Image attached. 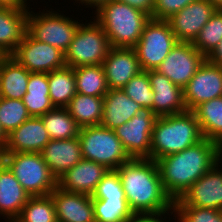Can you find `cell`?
I'll return each mask as SVG.
<instances>
[{
    "instance_id": "6da1fadb",
    "label": "cell",
    "mask_w": 222,
    "mask_h": 222,
    "mask_svg": "<svg viewBox=\"0 0 222 222\" xmlns=\"http://www.w3.org/2000/svg\"><path fill=\"white\" fill-rule=\"evenodd\" d=\"M116 170L125 198L135 215L174 212V202L164 190L156 161L148 158H132Z\"/></svg>"
},
{
    "instance_id": "7a4b0ae2",
    "label": "cell",
    "mask_w": 222,
    "mask_h": 222,
    "mask_svg": "<svg viewBox=\"0 0 222 222\" xmlns=\"http://www.w3.org/2000/svg\"><path fill=\"white\" fill-rule=\"evenodd\" d=\"M221 159L222 147L204 138L189 148L164 156L156 162L164 190L174 202Z\"/></svg>"
},
{
    "instance_id": "3957f363",
    "label": "cell",
    "mask_w": 222,
    "mask_h": 222,
    "mask_svg": "<svg viewBox=\"0 0 222 222\" xmlns=\"http://www.w3.org/2000/svg\"><path fill=\"white\" fill-rule=\"evenodd\" d=\"M204 139L192 111L157 117L152 131L150 159L178 153Z\"/></svg>"
},
{
    "instance_id": "277c9868",
    "label": "cell",
    "mask_w": 222,
    "mask_h": 222,
    "mask_svg": "<svg viewBox=\"0 0 222 222\" xmlns=\"http://www.w3.org/2000/svg\"><path fill=\"white\" fill-rule=\"evenodd\" d=\"M93 18L105 31L111 47L133 48L141 38L149 15L128 4L112 0L94 12Z\"/></svg>"
},
{
    "instance_id": "5b68a950",
    "label": "cell",
    "mask_w": 222,
    "mask_h": 222,
    "mask_svg": "<svg viewBox=\"0 0 222 222\" xmlns=\"http://www.w3.org/2000/svg\"><path fill=\"white\" fill-rule=\"evenodd\" d=\"M78 138L83 159L102 164L109 170H116L132 159L112 129L101 125L82 127Z\"/></svg>"
},
{
    "instance_id": "8992f818",
    "label": "cell",
    "mask_w": 222,
    "mask_h": 222,
    "mask_svg": "<svg viewBox=\"0 0 222 222\" xmlns=\"http://www.w3.org/2000/svg\"><path fill=\"white\" fill-rule=\"evenodd\" d=\"M5 165L31 196H46L57 187L41 153H5Z\"/></svg>"
},
{
    "instance_id": "52a82bcc",
    "label": "cell",
    "mask_w": 222,
    "mask_h": 222,
    "mask_svg": "<svg viewBox=\"0 0 222 222\" xmlns=\"http://www.w3.org/2000/svg\"><path fill=\"white\" fill-rule=\"evenodd\" d=\"M45 10L41 9L42 12L35 13L31 9L28 10L27 32L34 39L57 47L65 53L73 41L82 20L78 22L71 15V18L68 15H64L59 9L57 11L53 8Z\"/></svg>"
},
{
    "instance_id": "ba28073f",
    "label": "cell",
    "mask_w": 222,
    "mask_h": 222,
    "mask_svg": "<svg viewBox=\"0 0 222 222\" xmlns=\"http://www.w3.org/2000/svg\"><path fill=\"white\" fill-rule=\"evenodd\" d=\"M93 20V21H92ZM111 45L103 28L94 20L81 23L65 52L66 66L102 65Z\"/></svg>"
},
{
    "instance_id": "9c48e42d",
    "label": "cell",
    "mask_w": 222,
    "mask_h": 222,
    "mask_svg": "<svg viewBox=\"0 0 222 222\" xmlns=\"http://www.w3.org/2000/svg\"><path fill=\"white\" fill-rule=\"evenodd\" d=\"M177 42L166 20L151 18L133 47L142 70H156Z\"/></svg>"
},
{
    "instance_id": "30bf717a",
    "label": "cell",
    "mask_w": 222,
    "mask_h": 222,
    "mask_svg": "<svg viewBox=\"0 0 222 222\" xmlns=\"http://www.w3.org/2000/svg\"><path fill=\"white\" fill-rule=\"evenodd\" d=\"M10 56L29 72L49 73L66 66L63 51L34 39L28 32Z\"/></svg>"
},
{
    "instance_id": "8fae6325",
    "label": "cell",
    "mask_w": 222,
    "mask_h": 222,
    "mask_svg": "<svg viewBox=\"0 0 222 222\" xmlns=\"http://www.w3.org/2000/svg\"><path fill=\"white\" fill-rule=\"evenodd\" d=\"M156 118L151 110L143 108L127 123L114 129L131 158L150 159L151 137Z\"/></svg>"
},
{
    "instance_id": "7c38bea8",
    "label": "cell",
    "mask_w": 222,
    "mask_h": 222,
    "mask_svg": "<svg viewBox=\"0 0 222 222\" xmlns=\"http://www.w3.org/2000/svg\"><path fill=\"white\" fill-rule=\"evenodd\" d=\"M205 60L192 43L177 42L156 70L183 89Z\"/></svg>"
},
{
    "instance_id": "4fadbf2b",
    "label": "cell",
    "mask_w": 222,
    "mask_h": 222,
    "mask_svg": "<svg viewBox=\"0 0 222 222\" xmlns=\"http://www.w3.org/2000/svg\"><path fill=\"white\" fill-rule=\"evenodd\" d=\"M222 159L174 201V206L205 207L222 210Z\"/></svg>"
},
{
    "instance_id": "5bb4252c",
    "label": "cell",
    "mask_w": 222,
    "mask_h": 222,
    "mask_svg": "<svg viewBox=\"0 0 222 222\" xmlns=\"http://www.w3.org/2000/svg\"><path fill=\"white\" fill-rule=\"evenodd\" d=\"M222 96V66L207 60L183 88V99L187 111L199 104Z\"/></svg>"
},
{
    "instance_id": "9a60e30c",
    "label": "cell",
    "mask_w": 222,
    "mask_h": 222,
    "mask_svg": "<svg viewBox=\"0 0 222 222\" xmlns=\"http://www.w3.org/2000/svg\"><path fill=\"white\" fill-rule=\"evenodd\" d=\"M216 10L208 0H195L166 21L178 42L193 43Z\"/></svg>"
},
{
    "instance_id": "2e32d148",
    "label": "cell",
    "mask_w": 222,
    "mask_h": 222,
    "mask_svg": "<svg viewBox=\"0 0 222 222\" xmlns=\"http://www.w3.org/2000/svg\"><path fill=\"white\" fill-rule=\"evenodd\" d=\"M109 89H122L142 70L134 48L111 47L102 63Z\"/></svg>"
},
{
    "instance_id": "e0dca14e",
    "label": "cell",
    "mask_w": 222,
    "mask_h": 222,
    "mask_svg": "<svg viewBox=\"0 0 222 222\" xmlns=\"http://www.w3.org/2000/svg\"><path fill=\"white\" fill-rule=\"evenodd\" d=\"M50 136L40 117H30L7 137L5 153H41Z\"/></svg>"
},
{
    "instance_id": "ac0fdd59",
    "label": "cell",
    "mask_w": 222,
    "mask_h": 222,
    "mask_svg": "<svg viewBox=\"0 0 222 222\" xmlns=\"http://www.w3.org/2000/svg\"><path fill=\"white\" fill-rule=\"evenodd\" d=\"M59 222H96L91 195L64 191L58 186L50 193Z\"/></svg>"
},
{
    "instance_id": "d6986e66",
    "label": "cell",
    "mask_w": 222,
    "mask_h": 222,
    "mask_svg": "<svg viewBox=\"0 0 222 222\" xmlns=\"http://www.w3.org/2000/svg\"><path fill=\"white\" fill-rule=\"evenodd\" d=\"M148 78L154 93L153 113L157 117L187 111L182 88L173 84L165 75L160 74L157 70H149Z\"/></svg>"
},
{
    "instance_id": "ffe728a7",
    "label": "cell",
    "mask_w": 222,
    "mask_h": 222,
    "mask_svg": "<svg viewBox=\"0 0 222 222\" xmlns=\"http://www.w3.org/2000/svg\"><path fill=\"white\" fill-rule=\"evenodd\" d=\"M108 171L102 164L82 159L57 180V186L64 191L92 195Z\"/></svg>"
},
{
    "instance_id": "44dd1931",
    "label": "cell",
    "mask_w": 222,
    "mask_h": 222,
    "mask_svg": "<svg viewBox=\"0 0 222 222\" xmlns=\"http://www.w3.org/2000/svg\"><path fill=\"white\" fill-rule=\"evenodd\" d=\"M41 154L51 174L57 180L83 159L78 137L66 140H50Z\"/></svg>"
},
{
    "instance_id": "7402d4cb",
    "label": "cell",
    "mask_w": 222,
    "mask_h": 222,
    "mask_svg": "<svg viewBox=\"0 0 222 222\" xmlns=\"http://www.w3.org/2000/svg\"><path fill=\"white\" fill-rule=\"evenodd\" d=\"M28 31V10L0 7V56L11 55Z\"/></svg>"
},
{
    "instance_id": "603a6c76",
    "label": "cell",
    "mask_w": 222,
    "mask_h": 222,
    "mask_svg": "<svg viewBox=\"0 0 222 222\" xmlns=\"http://www.w3.org/2000/svg\"><path fill=\"white\" fill-rule=\"evenodd\" d=\"M104 106L100 125L109 129L127 123L143 109L140 104L126 95L122 89H109L103 97Z\"/></svg>"
},
{
    "instance_id": "cb8c5ba5",
    "label": "cell",
    "mask_w": 222,
    "mask_h": 222,
    "mask_svg": "<svg viewBox=\"0 0 222 222\" xmlns=\"http://www.w3.org/2000/svg\"><path fill=\"white\" fill-rule=\"evenodd\" d=\"M30 197L10 169L0 167V216L14 221Z\"/></svg>"
},
{
    "instance_id": "d4e9b609",
    "label": "cell",
    "mask_w": 222,
    "mask_h": 222,
    "mask_svg": "<svg viewBox=\"0 0 222 222\" xmlns=\"http://www.w3.org/2000/svg\"><path fill=\"white\" fill-rule=\"evenodd\" d=\"M29 76L30 72L10 55L0 56V97L22 100Z\"/></svg>"
},
{
    "instance_id": "484cf974",
    "label": "cell",
    "mask_w": 222,
    "mask_h": 222,
    "mask_svg": "<svg viewBox=\"0 0 222 222\" xmlns=\"http://www.w3.org/2000/svg\"><path fill=\"white\" fill-rule=\"evenodd\" d=\"M22 101L32 117H40L54 108L49 97L48 73L30 72Z\"/></svg>"
},
{
    "instance_id": "4316f807",
    "label": "cell",
    "mask_w": 222,
    "mask_h": 222,
    "mask_svg": "<svg viewBox=\"0 0 222 222\" xmlns=\"http://www.w3.org/2000/svg\"><path fill=\"white\" fill-rule=\"evenodd\" d=\"M194 113L204 138L222 147V96L196 106Z\"/></svg>"
},
{
    "instance_id": "83f0119b",
    "label": "cell",
    "mask_w": 222,
    "mask_h": 222,
    "mask_svg": "<svg viewBox=\"0 0 222 222\" xmlns=\"http://www.w3.org/2000/svg\"><path fill=\"white\" fill-rule=\"evenodd\" d=\"M103 97L76 93L65 107L80 128L100 125L103 113Z\"/></svg>"
},
{
    "instance_id": "f1b7e54d",
    "label": "cell",
    "mask_w": 222,
    "mask_h": 222,
    "mask_svg": "<svg viewBox=\"0 0 222 222\" xmlns=\"http://www.w3.org/2000/svg\"><path fill=\"white\" fill-rule=\"evenodd\" d=\"M49 97L54 107H66L75 96L74 70L65 66L48 73Z\"/></svg>"
},
{
    "instance_id": "f546056e",
    "label": "cell",
    "mask_w": 222,
    "mask_h": 222,
    "mask_svg": "<svg viewBox=\"0 0 222 222\" xmlns=\"http://www.w3.org/2000/svg\"><path fill=\"white\" fill-rule=\"evenodd\" d=\"M76 92L82 95L104 97L109 88L102 65L73 68Z\"/></svg>"
},
{
    "instance_id": "4dcf8cb0",
    "label": "cell",
    "mask_w": 222,
    "mask_h": 222,
    "mask_svg": "<svg viewBox=\"0 0 222 222\" xmlns=\"http://www.w3.org/2000/svg\"><path fill=\"white\" fill-rule=\"evenodd\" d=\"M50 140H66L78 137L80 127L64 107H54L40 116Z\"/></svg>"
},
{
    "instance_id": "1f68e13d",
    "label": "cell",
    "mask_w": 222,
    "mask_h": 222,
    "mask_svg": "<svg viewBox=\"0 0 222 222\" xmlns=\"http://www.w3.org/2000/svg\"><path fill=\"white\" fill-rule=\"evenodd\" d=\"M96 222H129L135 214L125 197L92 198Z\"/></svg>"
},
{
    "instance_id": "d6a6232c",
    "label": "cell",
    "mask_w": 222,
    "mask_h": 222,
    "mask_svg": "<svg viewBox=\"0 0 222 222\" xmlns=\"http://www.w3.org/2000/svg\"><path fill=\"white\" fill-rule=\"evenodd\" d=\"M15 222H56V209L51 195L30 197Z\"/></svg>"
},
{
    "instance_id": "836d02e7",
    "label": "cell",
    "mask_w": 222,
    "mask_h": 222,
    "mask_svg": "<svg viewBox=\"0 0 222 222\" xmlns=\"http://www.w3.org/2000/svg\"><path fill=\"white\" fill-rule=\"evenodd\" d=\"M222 40V10H216L202 27L193 46L207 57Z\"/></svg>"
},
{
    "instance_id": "e575fe53",
    "label": "cell",
    "mask_w": 222,
    "mask_h": 222,
    "mask_svg": "<svg viewBox=\"0 0 222 222\" xmlns=\"http://www.w3.org/2000/svg\"><path fill=\"white\" fill-rule=\"evenodd\" d=\"M30 117L22 100L0 97V124L7 135Z\"/></svg>"
},
{
    "instance_id": "d590c367",
    "label": "cell",
    "mask_w": 222,
    "mask_h": 222,
    "mask_svg": "<svg viewBox=\"0 0 222 222\" xmlns=\"http://www.w3.org/2000/svg\"><path fill=\"white\" fill-rule=\"evenodd\" d=\"M122 90L137 104L153 112L154 93L148 78V71H141L135 75Z\"/></svg>"
},
{
    "instance_id": "8d00e7d4",
    "label": "cell",
    "mask_w": 222,
    "mask_h": 222,
    "mask_svg": "<svg viewBox=\"0 0 222 222\" xmlns=\"http://www.w3.org/2000/svg\"><path fill=\"white\" fill-rule=\"evenodd\" d=\"M177 222H222V210L193 206H173Z\"/></svg>"
},
{
    "instance_id": "74e56055",
    "label": "cell",
    "mask_w": 222,
    "mask_h": 222,
    "mask_svg": "<svg viewBox=\"0 0 222 222\" xmlns=\"http://www.w3.org/2000/svg\"><path fill=\"white\" fill-rule=\"evenodd\" d=\"M125 197L122 183L117 170H109L97 184L91 198Z\"/></svg>"
},
{
    "instance_id": "f35d334b",
    "label": "cell",
    "mask_w": 222,
    "mask_h": 222,
    "mask_svg": "<svg viewBox=\"0 0 222 222\" xmlns=\"http://www.w3.org/2000/svg\"><path fill=\"white\" fill-rule=\"evenodd\" d=\"M195 0H154L153 19L167 20Z\"/></svg>"
},
{
    "instance_id": "ab89813d",
    "label": "cell",
    "mask_w": 222,
    "mask_h": 222,
    "mask_svg": "<svg viewBox=\"0 0 222 222\" xmlns=\"http://www.w3.org/2000/svg\"><path fill=\"white\" fill-rule=\"evenodd\" d=\"M116 1L128 4L133 8L139 9L142 12L149 15L151 18H153L154 0H116Z\"/></svg>"
},
{
    "instance_id": "60d3db41",
    "label": "cell",
    "mask_w": 222,
    "mask_h": 222,
    "mask_svg": "<svg viewBox=\"0 0 222 222\" xmlns=\"http://www.w3.org/2000/svg\"><path fill=\"white\" fill-rule=\"evenodd\" d=\"M166 215H174V212H171V214L164 213L160 215H135L129 222H171V218L167 217ZM167 218L169 219V221L167 220Z\"/></svg>"
},
{
    "instance_id": "b9f144b4",
    "label": "cell",
    "mask_w": 222,
    "mask_h": 222,
    "mask_svg": "<svg viewBox=\"0 0 222 222\" xmlns=\"http://www.w3.org/2000/svg\"><path fill=\"white\" fill-rule=\"evenodd\" d=\"M32 2V0H29ZM28 0H0V7L2 8H13L19 10H30ZM29 4V5H28ZM28 5V6H27Z\"/></svg>"
},
{
    "instance_id": "7bdbcfd3",
    "label": "cell",
    "mask_w": 222,
    "mask_h": 222,
    "mask_svg": "<svg viewBox=\"0 0 222 222\" xmlns=\"http://www.w3.org/2000/svg\"><path fill=\"white\" fill-rule=\"evenodd\" d=\"M206 60L211 64L222 66V40L206 57Z\"/></svg>"
},
{
    "instance_id": "ee69618b",
    "label": "cell",
    "mask_w": 222,
    "mask_h": 222,
    "mask_svg": "<svg viewBox=\"0 0 222 222\" xmlns=\"http://www.w3.org/2000/svg\"><path fill=\"white\" fill-rule=\"evenodd\" d=\"M77 3H81V5L85 6L86 8H92L96 9L95 12L98 11L103 5H105L107 2H110L112 0H74Z\"/></svg>"
},
{
    "instance_id": "f6af8a7d",
    "label": "cell",
    "mask_w": 222,
    "mask_h": 222,
    "mask_svg": "<svg viewBox=\"0 0 222 222\" xmlns=\"http://www.w3.org/2000/svg\"><path fill=\"white\" fill-rule=\"evenodd\" d=\"M7 137H8V135L4 132V130L0 124V144H2L3 146H6Z\"/></svg>"
},
{
    "instance_id": "bcb514c9",
    "label": "cell",
    "mask_w": 222,
    "mask_h": 222,
    "mask_svg": "<svg viewBox=\"0 0 222 222\" xmlns=\"http://www.w3.org/2000/svg\"><path fill=\"white\" fill-rule=\"evenodd\" d=\"M5 164V146L0 144V167Z\"/></svg>"
},
{
    "instance_id": "7dc6e473",
    "label": "cell",
    "mask_w": 222,
    "mask_h": 222,
    "mask_svg": "<svg viewBox=\"0 0 222 222\" xmlns=\"http://www.w3.org/2000/svg\"><path fill=\"white\" fill-rule=\"evenodd\" d=\"M217 9L222 10V0H208Z\"/></svg>"
},
{
    "instance_id": "c3c4849f",
    "label": "cell",
    "mask_w": 222,
    "mask_h": 222,
    "mask_svg": "<svg viewBox=\"0 0 222 222\" xmlns=\"http://www.w3.org/2000/svg\"><path fill=\"white\" fill-rule=\"evenodd\" d=\"M3 222H4V221H3ZM5 222H15V221L5 220Z\"/></svg>"
}]
</instances>
